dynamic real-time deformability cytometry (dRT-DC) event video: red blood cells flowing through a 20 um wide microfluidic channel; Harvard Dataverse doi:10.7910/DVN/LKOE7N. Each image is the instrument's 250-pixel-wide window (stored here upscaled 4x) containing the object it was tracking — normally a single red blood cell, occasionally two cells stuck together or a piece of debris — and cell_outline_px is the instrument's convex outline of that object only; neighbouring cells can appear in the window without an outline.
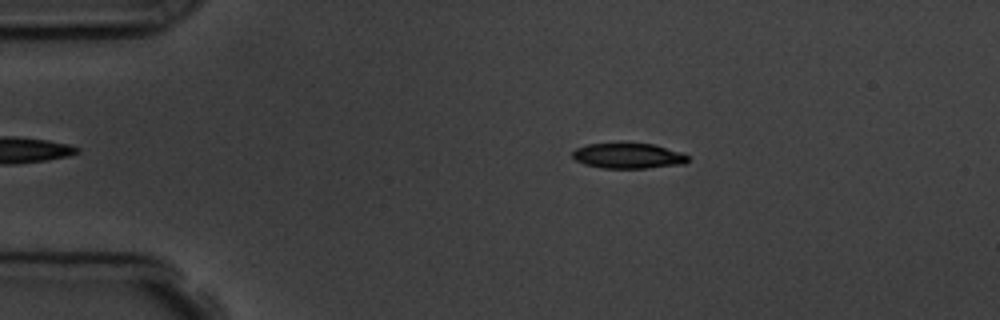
{"species": "common noctule bat (a hibernating species)", "species_latin": "Nyctalus noctula", "temperature_condition": "room temperature", "stored_images_in_passage": 7, "camera_frame_rate_fps": 3000, "um_per_image_px": 0.085, "animal": {"sex": "male", "body_mass_g": 19.5, "forearm_length_mm": 54.6}, "frame": {"image": 1, "passage_image": 2, "time_ms": 1.0, "image_size_px": [1000, 320], "cell_outline_px": [[688, 160], [684, 164], [648, 168], [604, 168], [584, 164], [576, 160], [572, 156], [572, 152], [576, 148], [588, 144], [652, 144], [680, 152], [688, 156]], "centroid_in_image_um": [53.39, 13.26], "position_along_channel_um": 31.6, "area_um2": 16.76}}
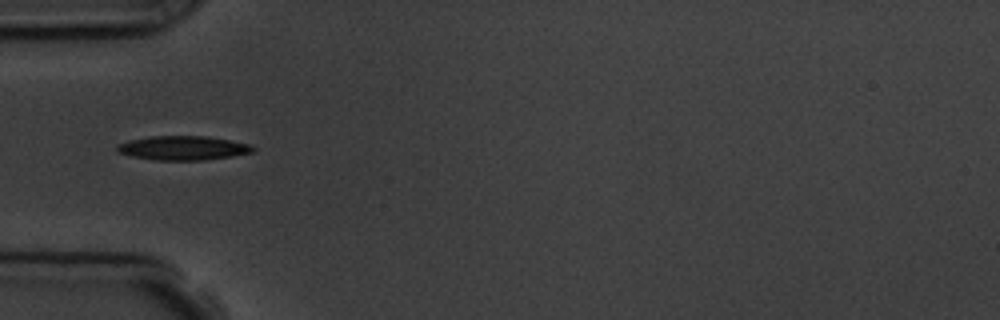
{"frame": {"image": 2, "passage_image": 4, "time_ms": 3.333, "image_size_px": [1000, 320], "cell_outline_px": [[256, 148], [252, 152], [232, 156], [204, 160], [156, 160], [132, 156], [116, 152], [116, 144], [128, 140], [152, 136], [208, 136], [252, 144]], "centroid_in_image_um": [15.55, 12.57], "position_along_channel_um": 69.4, "area_um2": 19.25}}
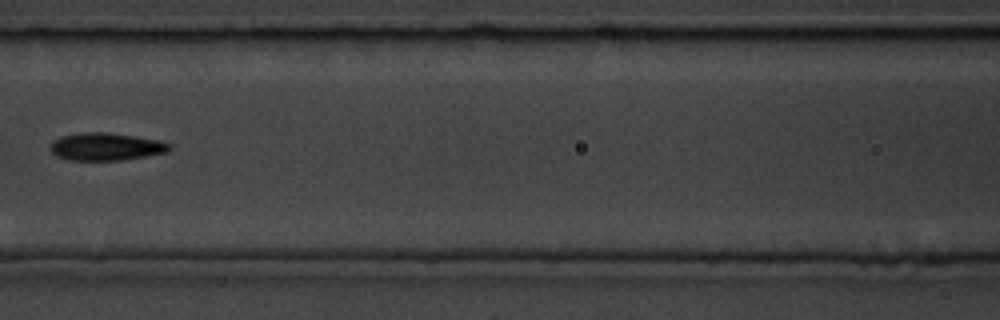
{"frame": {"image": 3, "passage_image": 6, "time_ms": 5.667, "image_size_px": [1000, 320], "cell_outline_px": [[172, 148], [168, 152], [120, 160], [68, 160], [56, 156], [52, 152], [52, 140], [60, 136], [84, 132], [108, 132], [160, 140], [172, 144]], "centroid_in_image_um": [9.03, 12.46], "position_along_channel_um": 157.6, "area_um2": 19.19}}